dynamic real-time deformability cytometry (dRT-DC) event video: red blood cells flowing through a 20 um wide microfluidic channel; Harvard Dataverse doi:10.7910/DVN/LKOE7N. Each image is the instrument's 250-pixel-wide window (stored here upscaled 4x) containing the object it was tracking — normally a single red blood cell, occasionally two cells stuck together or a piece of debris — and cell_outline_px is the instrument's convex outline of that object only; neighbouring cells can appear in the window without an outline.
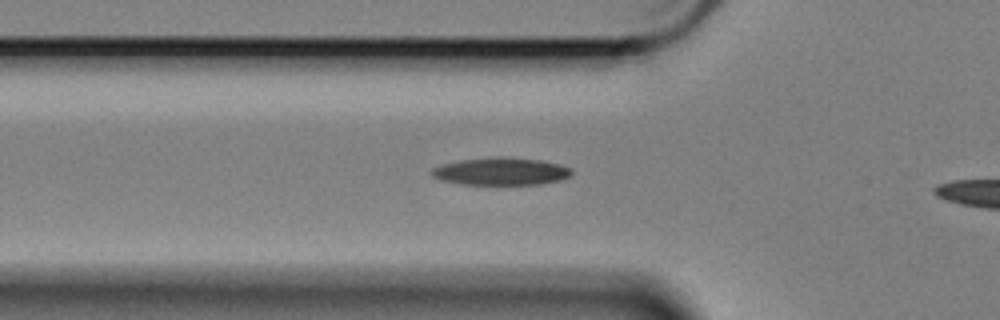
{"species": "Egyptian fruit bat (a non-hibernating species)", "species_latin": "Rousettus aegyptiacus", "temperature_condition": "cold", "stored_images_in_passage": 40, "camera_frame_rate_fps": 3000, "um_per_image_px": 0.085, "animal": {"sex": "female"}, "frame": {"image": 1, "passage_image": 9, "time_ms": 2.667, "image_size_px": [1000, 320], "cell_outline_px": [[572, 176], [560, 180], [540, 184], [460, 184], [440, 180], [432, 176], [428, 172], [432, 168], [440, 164], [460, 160], [492, 156], [504, 156], [540, 160], [560, 164], [572, 168]], "centroid_in_image_um": [42.56, 14.55], "position_along_channel_um": 83.2, "area_um2": 22.83}}
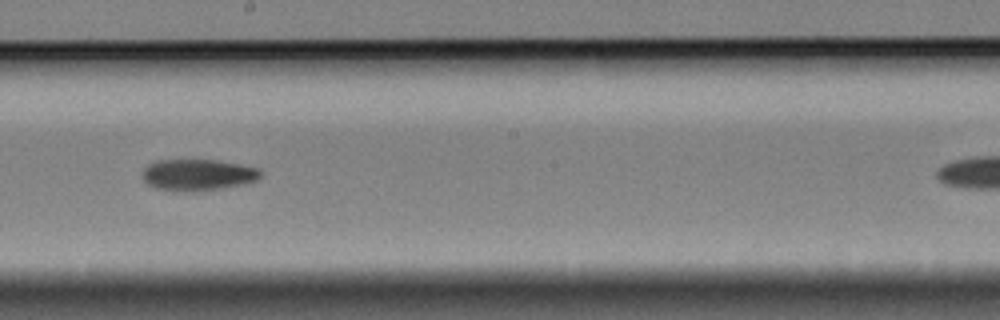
{"frame": {"image": 2, "passage_image": 22, "time_ms": 7.0, "image_size_px": [1000, 320], "cell_outline_px": [[264, 172], [256, 180], [248, 184], [224, 188], [196, 192], [192, 192], [156, 188], [148, 184], [140, 176], [144, 168], [148, 164], [156, 160], [216, 160], [240, 164], [260, 168]], "centroid_in_image_um": [16.85, 14.86], "position_along_channel_um": 231.4, "area_um2": 22.02}}
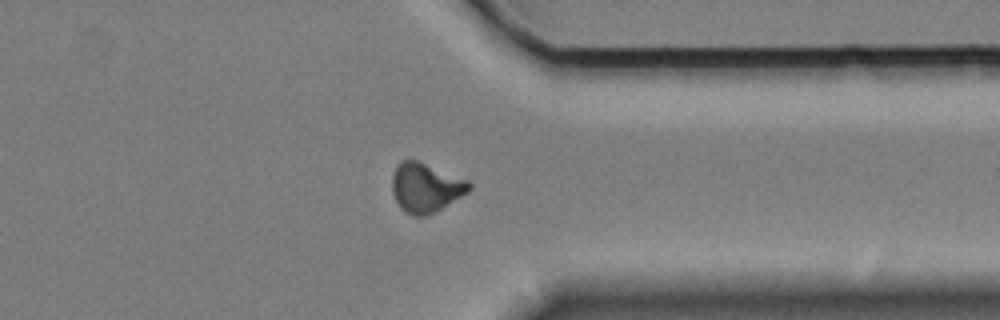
{"frame": {"image": 3, "passage_image": 35, "time_ms": 11.333, "image_size_px": [1000, 320], "cell_outline_px": [[472, 188], [468, 192], [436, 212], [424, 216], [416, 216], [400, 208], [392, 192], [392, 176], [396, 164], [400, 160], [416, 160], [468, 180], [472, 184]], "centroid_in_image_um": [36.18, 15.94], "position_along_channel_um": 375.2, "area_um2": 22.08}, "authors_computed_cell_mechanics": {"area_um2": 22.1085, "velocity_mm_per_s": 3.4047, "shape_relaxation_time_tau1_ms": 5.5537, "shape_relaxation_time_tau2_ms": null, "deformation_change_tau1": 0.1509, "deformation_change_tau2": null}}